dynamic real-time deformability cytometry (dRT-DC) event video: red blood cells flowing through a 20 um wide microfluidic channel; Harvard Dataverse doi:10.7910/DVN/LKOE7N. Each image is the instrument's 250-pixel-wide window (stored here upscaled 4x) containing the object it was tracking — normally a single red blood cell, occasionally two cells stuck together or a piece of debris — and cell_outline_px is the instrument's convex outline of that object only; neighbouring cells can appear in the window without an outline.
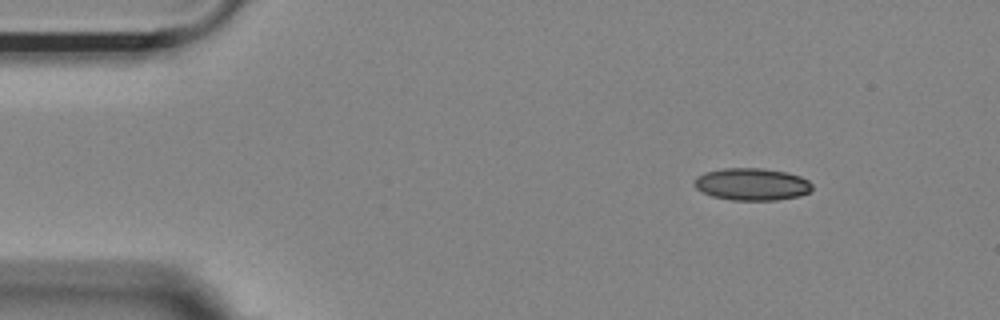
{"species": "Egyptian fruit bat (a non-hibernating species)", "species_latin": "Rousettus aegyptiacus", "temperature_condition": "room temperature", "stored_images_in_passage": 50, "camera_frame_rate_fps": 3000, "um_per_image_px": 0.085, "animal": {"sex": "female"}, "frame": {"image": 1, "passage_image": 1, "time_ms": 0.0, "image_size_px": [1000, 320], "cell_outline_px": [[812, 188], [808, 192], [800, 196], [776, 200], [732, 200], [712, 196], [696, 188], [692, 184], [696, 176], [704, 172], [724, 168], [760, 168], [788, 172], [800, 176], [808, 180], [812, 184]], "centroid_in_image_um": [63.9, 15.65], "position_along_channel_um": 21.1, "area_um2": 22.25}}
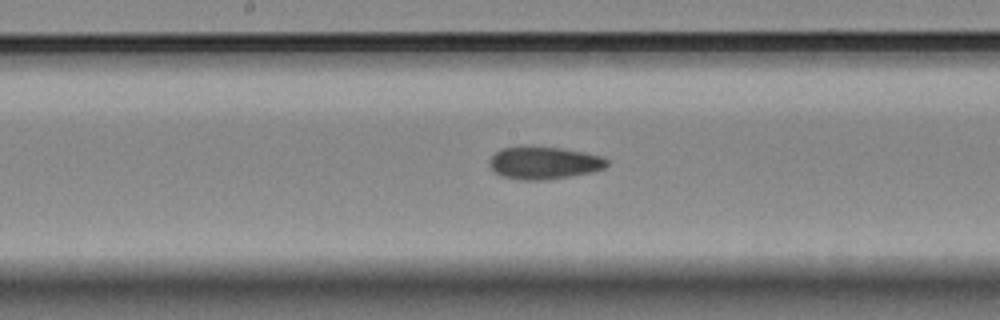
{"frame": {"image": 2, "passage_image": 22, "time_ms": 7.0, "image_size_px": [1000, 320], "cell_outline_px": [[608, 164], [604, 168], [592, 172], [544, 180], [524, 180], [500, 176], [488, 164], [488, 160], [500, 148], [560, 148], [584, 152], [604, 156], [608, 160]], "centroid_in_image_um": [46.26, 13.86], "position_along_channel_um": 201.9, "area_um2": 21.85}}
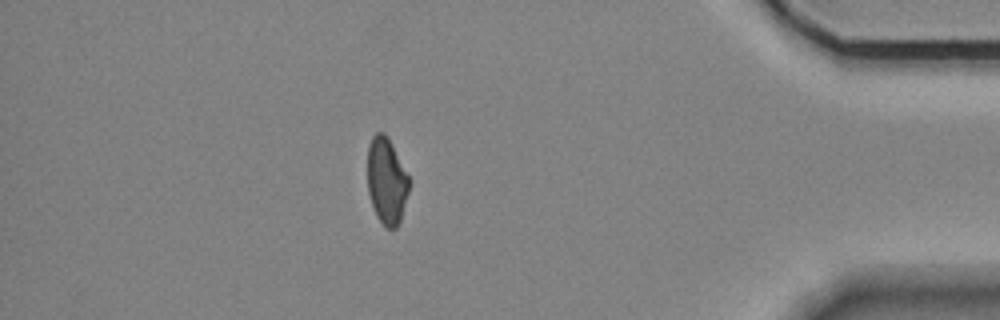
{"frame": {"image": 3, "passage_image": 42, "time_ms": 13.667, "image_size_px": [1000, 320], "cell_outline_px": [[408, 192], [400, 220], [396, 228], [384, 228], [376, 216], [368, 192], [368, 144], [372, 136], [376, 132], [384, 132], [408, 176]], "centroid_in_image_um": [32.83, 15.41], "position_along_channel_um": 402.4, "area_um2": 20.52}}